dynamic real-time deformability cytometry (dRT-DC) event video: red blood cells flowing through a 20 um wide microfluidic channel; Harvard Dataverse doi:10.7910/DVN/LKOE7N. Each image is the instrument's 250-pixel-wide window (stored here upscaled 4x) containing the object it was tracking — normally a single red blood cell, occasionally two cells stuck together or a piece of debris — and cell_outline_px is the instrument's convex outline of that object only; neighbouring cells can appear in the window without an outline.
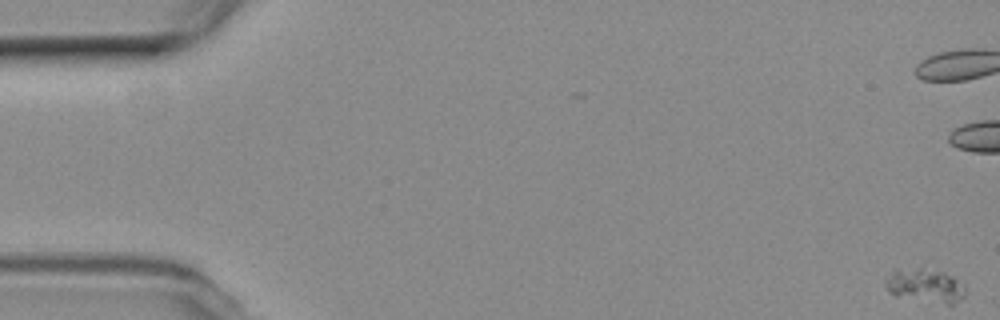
{"species": "common noctule bat (a hibernating species)", "species_latin": "Nyctalus noctula", "temperature_condition": "room temperature", "stored_images_in_passage": 16, "camera_frame_rate_fps": 3000, "um_per_image_px": 0.085, "animal": {"sex": "female", "body_mass_g": 19.3, "forearm_length_mm": 54.1}, "frame": {"image": 1, "passage_image": 1, "time_ms": 0.0, "image_size_px": [1000, 320], "cell_outline_px": [[964, 296], [952, 304], [948, 304], [896, 296], [888, 292], [884, 284], [884, 280], [892, 268], [924, 264], [944, 272], [952, 276], [964, 284]], "centroid_in_image_um": [78.55, 24.17], "position_along_channel_um": 6.5, "area_um2": 16.65}}